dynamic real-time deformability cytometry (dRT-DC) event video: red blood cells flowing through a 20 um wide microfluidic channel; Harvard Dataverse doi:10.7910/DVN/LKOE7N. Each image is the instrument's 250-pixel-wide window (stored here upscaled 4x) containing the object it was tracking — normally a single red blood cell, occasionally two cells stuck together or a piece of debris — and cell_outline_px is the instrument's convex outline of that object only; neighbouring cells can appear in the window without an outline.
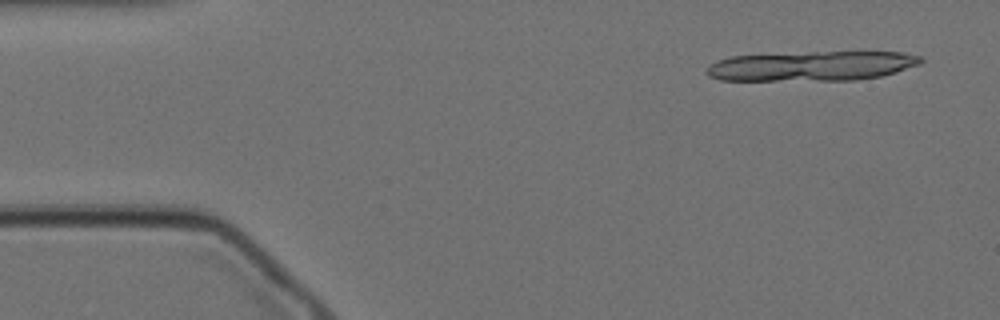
{"species": "Egyptian fruit bat (a non-hibernating species)", "species_latin": "Rousettus aegyptiacus", "temperature_condition": "cold", "stored_images_in_passage": 17, "camera_frame_rate_fps": 3000, "um_per_image_px": 0.085, "animal": {"sex": "female"}, "frame": {"image": 1, "passage_image": 3, "time_ms": 0.667, "image_size_px": [1000, 320], "cell_outline_px": [[924, 60], [920, 64], [896, 72], [880, 76], [856, 80], [720, 80], [708, 76], [704, 72], [716, 60], [732, 56], [812, 52], [904, 52], [920, 56]], "centroid_in_image_um": [69.01, 5.61], "position_along_channel_um": 16.0, "area_um2": 37.05}}